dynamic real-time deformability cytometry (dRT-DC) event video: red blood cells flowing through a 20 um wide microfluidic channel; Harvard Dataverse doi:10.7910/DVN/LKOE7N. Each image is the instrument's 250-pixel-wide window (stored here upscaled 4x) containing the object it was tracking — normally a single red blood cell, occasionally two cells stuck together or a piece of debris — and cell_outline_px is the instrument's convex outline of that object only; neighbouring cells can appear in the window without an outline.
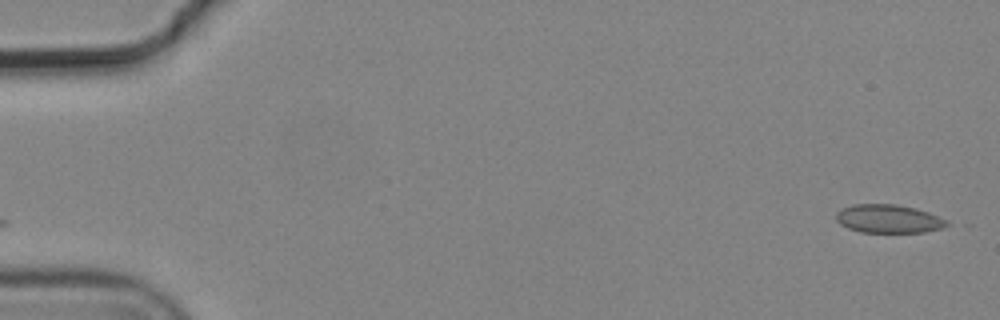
{"species": "common noctule bat (a hibernating species)", "species_latin": "Nyctalus noctula", "temperature_condition": "cold", "stored_images_in_passage": 2, "camera_frame_rate_fps": 3000, "um_per_image_px": 0.085, "animal": {"sex": "male", "body_mass_g": 19.2, "forearm_length_mm": 51.8}, "frame": {"image": 1, "passage_image": 2, "time_ms": 0.333, "image_size_px": [1000, 320], "cell_outline_px": [[952, 224], [944, 228], [924, 232], [860, 232], [848, 228], [840, 224], [836, 220], [836, 212], [840, 208], [852, 204], [896, 204], [916, 208], [928, 212], [948, 220]], "centroid_in_image_um": [75.54, 18.59], "position_along_channel_um": 9.5, "area_um2": 18.61}}